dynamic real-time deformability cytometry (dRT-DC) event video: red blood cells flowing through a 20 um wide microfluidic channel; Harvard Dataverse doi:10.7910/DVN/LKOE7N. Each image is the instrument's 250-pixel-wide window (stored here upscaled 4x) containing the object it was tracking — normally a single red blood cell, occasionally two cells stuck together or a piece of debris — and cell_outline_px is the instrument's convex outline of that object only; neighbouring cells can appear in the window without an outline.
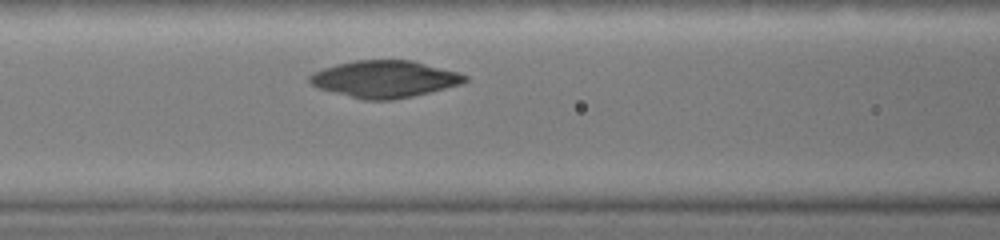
{"species": "common noctule bat (a hibernating species)", "species_latin": "Nyctalus noctula", "temperature_condition": "warm", "stored_images_in_passage": 4, "camera_frame_rate_fps": 3000, "um_per_image_px": 0.085, "animal": {"sex": "female", "body_mass_g": 19.0, "forearm_length_mm": 51.5}, "frame": {"image": 1, "passage_image": 3, "time_ms": 0.667, "image_size_px": [1000, 240], "cell_outline_px": [[468, 80], [464, 84], [412, 96], [392, 100], [364, 100], [320, 88], [312, 84], [308, 80], [308, 76], [312, 72], [336, 64], [352, 60], [412, 60], [456, 72], [468, 76]], "centroid_in_image_um": [32.7, 6.71], "position_along_channel_um": 133.9, "area_um2": 33.29}}